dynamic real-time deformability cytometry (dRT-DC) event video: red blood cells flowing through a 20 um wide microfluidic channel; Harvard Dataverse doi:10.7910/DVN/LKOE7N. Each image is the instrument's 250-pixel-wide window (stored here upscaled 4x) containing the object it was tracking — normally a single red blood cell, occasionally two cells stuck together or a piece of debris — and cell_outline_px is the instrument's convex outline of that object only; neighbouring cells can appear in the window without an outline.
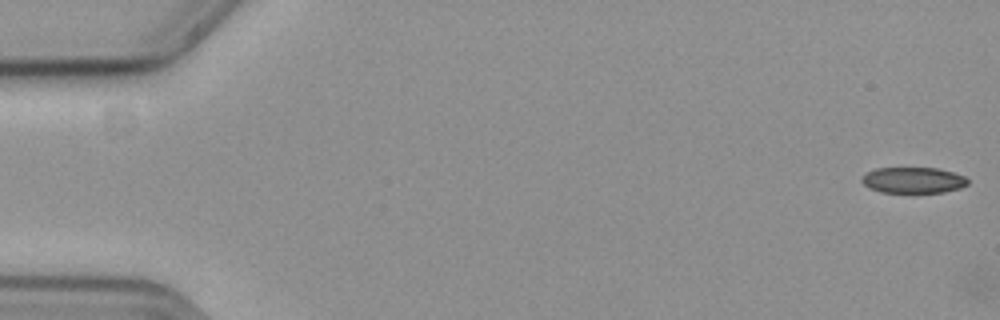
{"species": "common noctule bat (a hibernating species)", "species_latin": "Nyctalus noctula", "temperature_condition": "cold", "stored_images_in_passage": 3, "camera_frame_rate_fps": 3000, "um_per_image_px": 0.085, "animal": {"sex": "female", "body_mass_g": 19.3, "forearm_length_mm": 54.1}, "frame": {"image": 1, "passage_image": 1, "time_ms": 0.0, "image_size_px": [1000, 320], "cell_outline_px": [[968, 184], [960, 188], [940, 192], [880, 192], [868, 188], [860, 180], [868, 172], [876, 168], [936, 168], [952, 172], [964, 176], [968, 180]], "centroid_in_image_um": [77.61, 15.31], "position_along_channel_um": 7.4, "area_um2": 15.84}}